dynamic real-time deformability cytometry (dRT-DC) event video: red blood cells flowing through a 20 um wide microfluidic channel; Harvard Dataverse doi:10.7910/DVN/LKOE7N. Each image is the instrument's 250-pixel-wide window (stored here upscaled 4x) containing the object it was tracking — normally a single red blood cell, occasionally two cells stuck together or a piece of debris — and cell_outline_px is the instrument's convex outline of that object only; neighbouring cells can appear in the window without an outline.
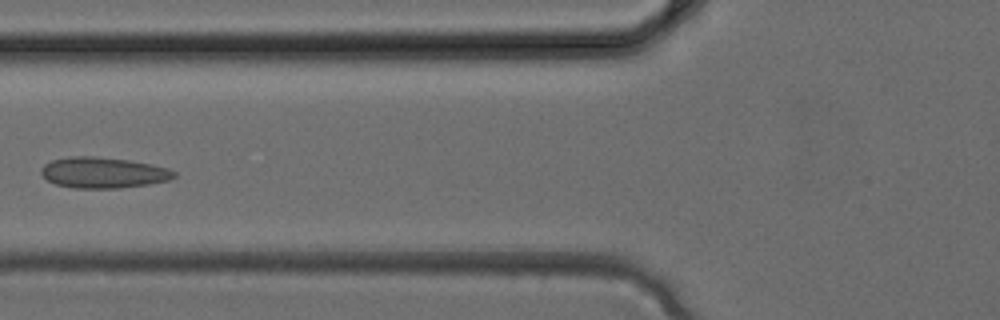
{"species": "common noctule bat (a hibernating species)", "species_latin": "Nyctalus noctula", "temperature_condition": "cold", "stored_images_in_passage": 2, "camera_frame_rate_fps": 3000, "um_per_image_px": 0.085, "animal": {"sex": "female", "body_mass_g": 24.6, "forearm_length_mm": 56.2}, "frame": {"image": 1, "passage_image": 2, "time_ms": 0.333, "image_size_px": [1000, 320], "cell_outline_px": [[176, 176], [168, 180], [148, 184], [120, 188], [76, 188], [56, 184], [48, 180], [40, 172], [40, 168], [44, 164], [52, 160], [72, 156], [92, 156], [128, 160], [152, 164], [168, 168], [176, 172]], "centroid_in_image_um": [8.77, 14.67], "position_along_channel_um": 117.0, "area_um2": 23.81}}